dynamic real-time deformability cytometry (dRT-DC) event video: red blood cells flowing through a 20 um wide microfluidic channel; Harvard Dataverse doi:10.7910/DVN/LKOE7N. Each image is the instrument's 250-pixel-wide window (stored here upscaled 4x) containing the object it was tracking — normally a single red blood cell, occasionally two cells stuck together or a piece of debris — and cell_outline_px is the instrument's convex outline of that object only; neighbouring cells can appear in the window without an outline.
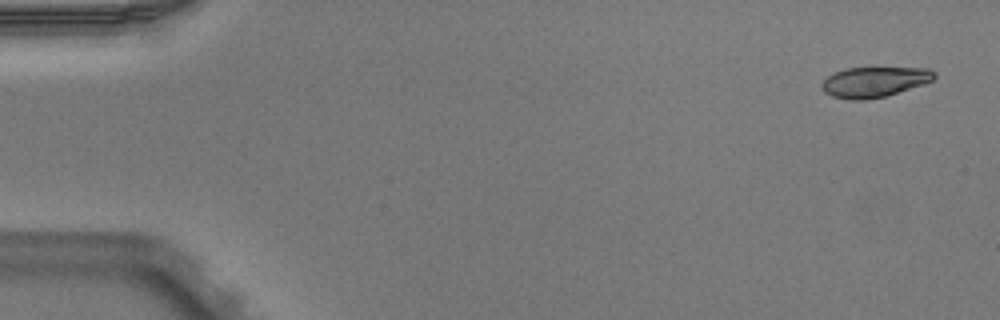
{"species": "Egyptian fruit bat (a non-hibernating species)", "species_latin": "Rousettus aegyptiacus", "temperature_condition": "warm", "stored_images_in_passage": 4, "camera_frame_rate_fps": 3000, "um_per_image_px": 0.085, "animal": {"sex": "male"}, "frame": {"image": 1, "passage_image": 1, "time_ms": 0.0, "image_size_px": [1000, 320], "cell_outline_px": [[936, 76], [932, 80], [924, 84], [884, 96], [864, 100], [852, 100], [832, 96], [824, 92], [820, 84], [832, 72], [844, 68], [928, 68], [936, 72]], "centroid_in_image_um": [74.29, 6.95], "position_along_channel_um": 10.7, "area_um2": 19.83}}
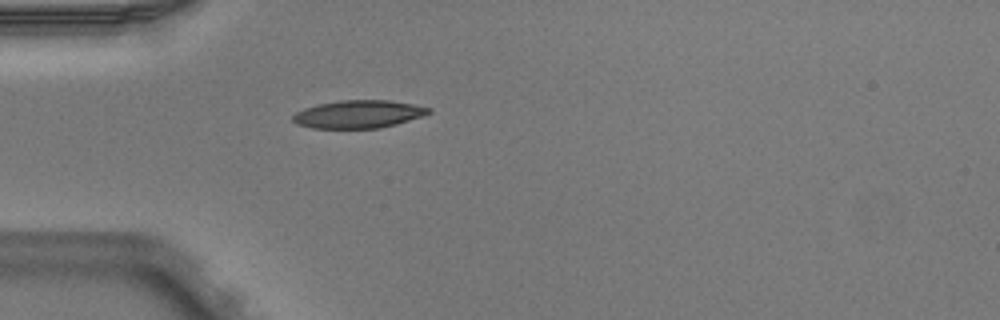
{"frame": {"image": 2, "passage_image": 4, "time_ms": 1.0, "image_size_px": [1000, 320], "cell_outline_px": [[432, 112], [424, 116], [396, 124], [380, 128], [312, 128], [296, 124], [292, 120], [292, 116], [296, 112], [304, 108], [320, 104], [340, 100], [388, 100], [412, 104], [432, 108]], "centroid_in_image_um": [30.48, 9.71], "position_along_channel_um": 54.5, "area_um2": 22.08}}